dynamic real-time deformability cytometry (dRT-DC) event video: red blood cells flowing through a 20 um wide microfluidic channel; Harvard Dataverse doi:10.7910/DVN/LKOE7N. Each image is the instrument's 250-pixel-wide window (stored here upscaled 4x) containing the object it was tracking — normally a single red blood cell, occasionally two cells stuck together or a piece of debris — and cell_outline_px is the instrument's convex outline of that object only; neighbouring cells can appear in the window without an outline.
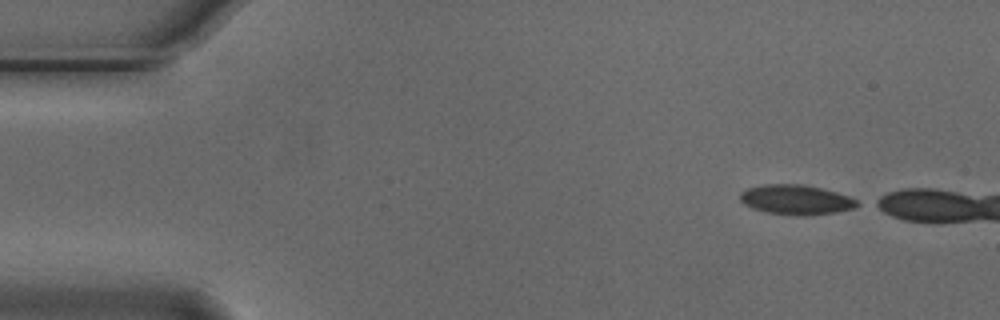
{"species": "Egyptian fruit bat (a non-hibernating species)", "species_latin": "Rousettus aegyptiacus", "temperature_condition": "cold", "stored_images_in_passage": 6, "camera_frame_rate_fps": 3000, "um_per_image_px": 0.085, "animal": {"sex": "male"}, "frame": {"image": 1, "passage_image": 1, "time_ms": 0.0, "image_size_px": [1000, 320], "cell_outline_px": [[864, 204], [856, 208], [836, 212], [804, 216], [796, 216], [768, 212], [752, 208], [744, 204], [740, 200], [740, 192], [748, 188], [764, 184], [800, 184], [820, 188], [852, 196], [860, 200]], "centroid_in_image_um": [67.75, 16.98], "position_along_channel_um": 17.3, "area_um2": 20.63}}